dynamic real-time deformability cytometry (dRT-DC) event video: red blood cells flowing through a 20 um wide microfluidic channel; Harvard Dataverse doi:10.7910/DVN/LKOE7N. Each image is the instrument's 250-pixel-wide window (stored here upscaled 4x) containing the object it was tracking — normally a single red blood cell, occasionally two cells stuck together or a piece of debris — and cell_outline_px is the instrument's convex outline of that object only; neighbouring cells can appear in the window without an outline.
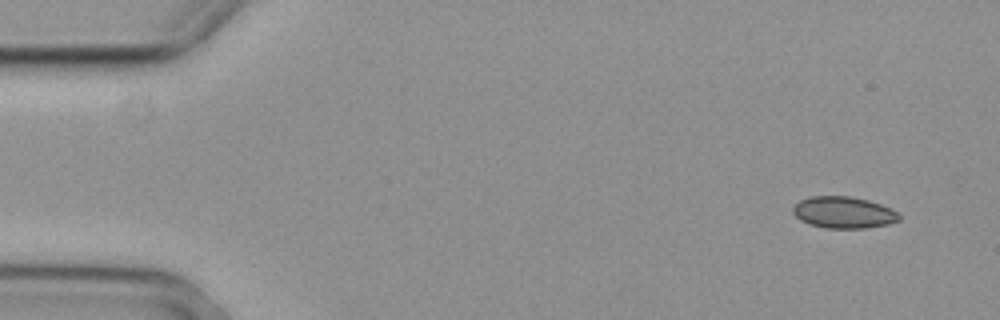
{"species": "common noctule bat (a hibernating species)", "species_latin": "Nyctalus noctula", "temperature_condition": "cold", "stored_images_in_passage": 6, "camera_frame_rate_fps": 3000, "um_per_image_px": 0.085, "animal": {"sex": "female", "body_mass_g": 29.2, "forearm_length_mm": 56.3}, "frame": {"image": 1, "passage_image": 1, "time_ms": 0.0, "image_size_px": [1000, 320], "cell_outline_px": [[900, 220], [888, 224], [864, 228], [824, 228], [808, 224], [800, 220], [792, 212], [792, 208], [800, 200], [812, 196], [848, 196], [868, 200], [892, 208], [900, 216]], "centroid_in_image_um": [71.69, 18.06], "position_along_channel_um": 13.3, "area_um2": 19.59}}
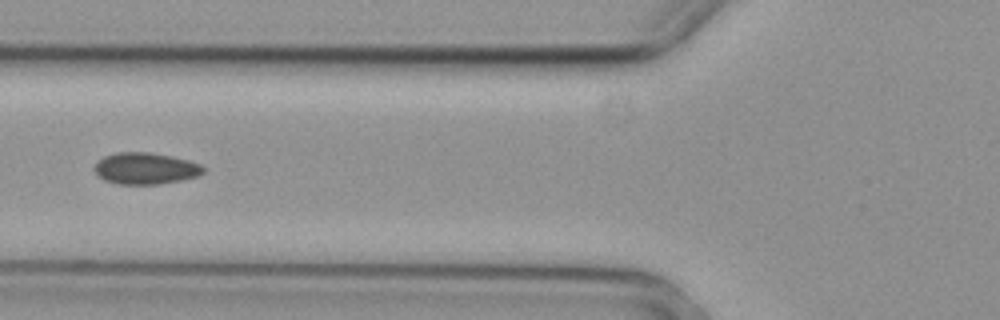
{"frame": {"image": 2, "passage_image": 5, "time_ms": 1.333, "image_size_px": [1000, 320], "cell_outline_px": [[204, 172], [196, 176], [180, 180], [160, 184], [120, 184], [104, 180], [96, 176], [92, 168], [104, 156], [116, 152], [152, 152], [172, 156], [188, 160], [200, 164], [204, 168]], "centroid_in_image_um": [12.33, 14.31], "position_along_channel_um": 113.5, "area_um2": 20.11}}
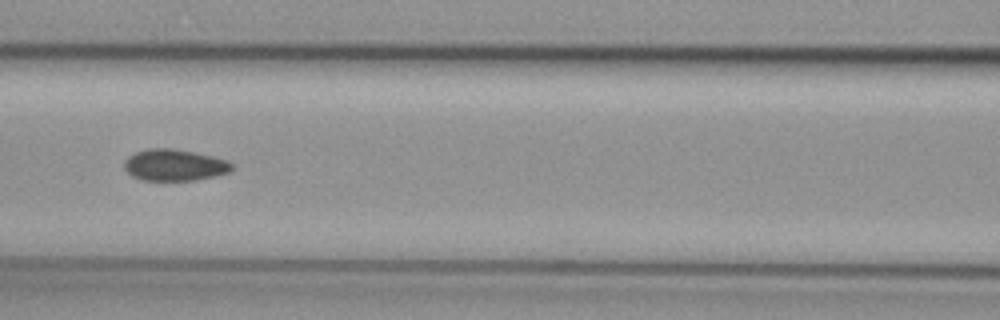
{"frame": {"image": 3, "passage_image": 6, "time_ms": 1.667, "image_size_px": [1000, 320], "cell_outline_px": [[236, 168], [232, 172], [216, 176], [196, 180], [140, 180], [132, 176], [124, 168], [124, 160], [128, 156], [136, 152], [148, 148], [172, 148], [212, 156], [228, 160]], "centroid_in_image_um": [14.86, 14.03], "position_along_channel_um": 151.7, "area_um2": 20.0}}